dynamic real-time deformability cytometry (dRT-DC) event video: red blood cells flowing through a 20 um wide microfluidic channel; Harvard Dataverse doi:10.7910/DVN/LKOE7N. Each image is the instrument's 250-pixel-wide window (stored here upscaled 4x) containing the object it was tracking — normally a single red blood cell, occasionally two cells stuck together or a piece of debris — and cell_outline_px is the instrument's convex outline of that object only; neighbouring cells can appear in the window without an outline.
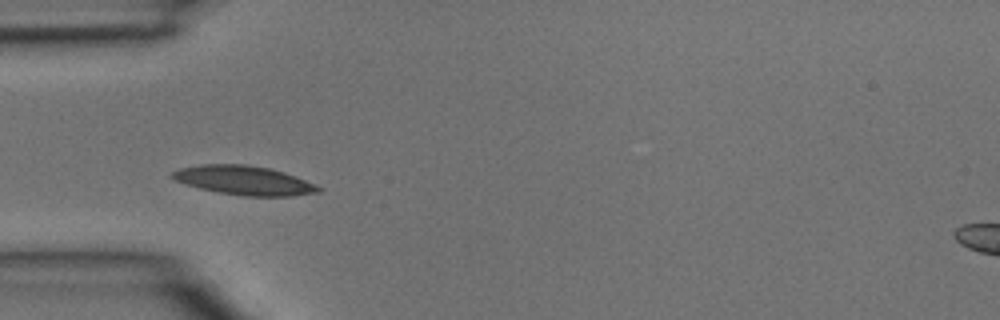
{"species": "common noctule bat (a hibernating species)", "species_latin": "Nyctalus noctula", "temperature_condition": "room temperature", "stored_images_in_passage": 6, "camera_frame_rate_fps": 3000, "um_per_image_px": 0.085, "animal": {"sex": "male", "body_mass_g": 15.6}, "frame": {"image": 1, "passage_image": 5, "time_ms": 1.333, "image_size_px": [1000, 320], "cell_outline_px": [[324, 188], [320, 192], [292, 196], [244, 196], [216, 192], [200, 188], [176, 180], [168, 176], [172, 172], [180, 168], [200, 164], [244, 164], [268, 168], [284, 172], [296, 176]], "centroid_in_image_um": [20.76, 15.33], "position_along_channel_um": 64.2, "area_um2": 24.8}}